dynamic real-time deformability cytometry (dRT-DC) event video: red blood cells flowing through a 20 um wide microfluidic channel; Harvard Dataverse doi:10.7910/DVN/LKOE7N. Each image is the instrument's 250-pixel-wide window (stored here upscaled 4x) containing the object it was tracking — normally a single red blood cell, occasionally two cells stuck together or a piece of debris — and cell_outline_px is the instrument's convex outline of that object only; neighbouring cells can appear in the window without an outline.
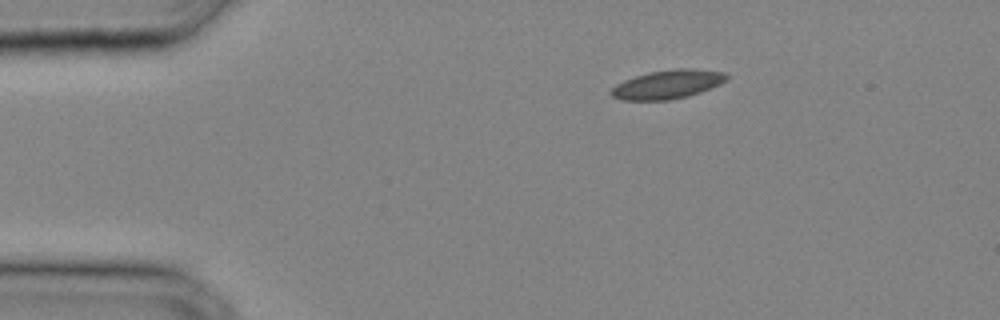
{"species": "common noctule bat (a hibernating species)", "species_latin": "Nyctalus noctula", "temperature_condition": "cold", "stored_images_in_passage": 26, "camera_frame_rate_fps": 3000, "um_per_image_px": 0.085, "animal": {"sex": "male", "body_mass_g": 20.4}, "frame": {"image": 1, "passage_image": 1, "time_ms": 0.0, "image_size_px": [1000, 320], "cell_outline_px": [[728, 80], [720, 84], [700, 92], [688, 96], [668, 100], [620, 100], [612, 96], [608, 92], [616, 84], [624, 80], [648, 72], [676, 68], [692, 68], [724, 72], [728, 76]], "centroid_in_image_um": [56.74, 7.17], "position_along_channel_um": 28.3, "area_um2": 19.48}}
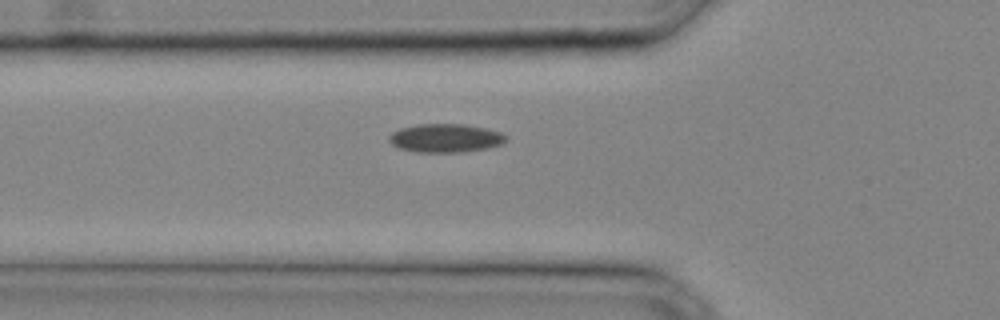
{"frame": {"image": 2, "passage_image": 7, "time_ms": 2.0, "image_size_px": [1000, 320], "cell_outline_px": [[508, 140], [500, 144], [488, 148], [464, 152], [416, 152], [400, 148], [392, 144], [388, 140], [388, 136], [392, 132], [400, 128], [420, 124], [464, 124], [484, 128], [500, 132], [508, 136]], "centroid_in_image_um": [37.87, 11.74], "position_along_channel_um": 87.9, "area_um2": 19.48}}
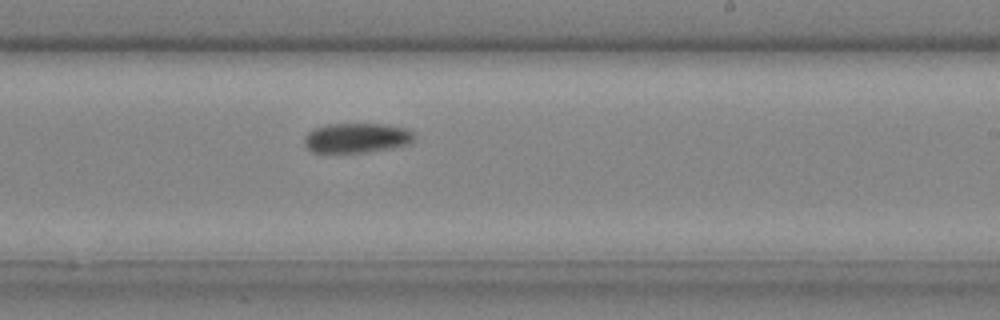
{"frame": {"image": 3, "passage_image": 16, "time_ms": 5.0, "image_size_px": [1000, 320], "cell_outline_px": [[416, 136], [408, 144], [392, 148], [364, 152], [312, 152], [304, 144], [304, 140], [308, 132], [324, 124], [384, 124], [408, 128]], "centroid_in_image_um": [30.33, 11.71], "position_along_channel_um": 258.7, "area_um2": 19.02}}